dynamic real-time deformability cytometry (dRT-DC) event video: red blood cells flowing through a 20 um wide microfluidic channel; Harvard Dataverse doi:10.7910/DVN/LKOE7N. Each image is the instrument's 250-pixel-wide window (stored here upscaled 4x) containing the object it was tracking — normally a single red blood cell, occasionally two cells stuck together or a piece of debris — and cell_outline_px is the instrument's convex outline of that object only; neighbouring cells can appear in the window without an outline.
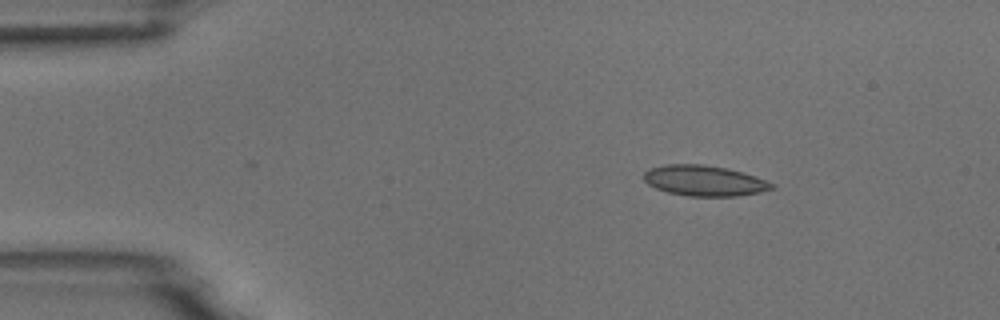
{"species": "common noctule bat (a hibernating species)", "species_latin": "Nyctalus noctula", "temperature_condition": "room temperature", "stored_images_in_passage": 3, "camera_frame_rate_fps": 3000, "um_per_image_px": 0.085, "animal": {"sex": "male", "body_mass_g": 18.8}, "frame": {"image": 1, "passage_image": 1, "time_ms": 0.0, "image_size_px": [1000, 320], "cell_outline_px": [[776, 188], [760, 192], [736, 196], [688, 196], [668, 192], [656, 188], [648, 184], [644, 180], [644, 172], [648, 168], [664, 164], [704, 164], [728, 168], [744, 172], [776, 184]], "centroid_in_image_um": [59.88, 15.35], "position_along_channel_um": 25.1, "area_um2": 23.0}}